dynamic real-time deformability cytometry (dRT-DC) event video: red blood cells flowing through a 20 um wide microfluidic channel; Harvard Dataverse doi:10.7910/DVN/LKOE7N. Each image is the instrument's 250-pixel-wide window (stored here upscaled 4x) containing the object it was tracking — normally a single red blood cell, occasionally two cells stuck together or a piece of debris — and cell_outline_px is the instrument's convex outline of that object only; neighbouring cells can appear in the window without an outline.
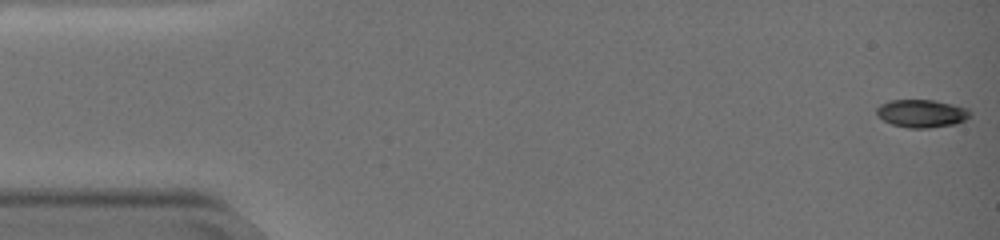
{"species": "common noctule bat (a hibernating species)", "species_latin": "Nyctalus noctula", "temperature_condition": "warm", "stored_images_in_passage": 59, "camera_frame_rate_fps": 3000, "um_per_image_px": 0.085, "animal": {"sex": "female", "body_mass_g": 19.0, "forearm_length_mm": 51.5}, "frame": {"image": 1, "passage_image": 1, "time_ms": 0.0, "image_size_px": [1000, 240], "cell_outline_px": [[972, 116], [956, 124], [928, 128], [908, 128], [892, 124], [876, 116], [876, 108], [880, 104], [888, 100], [936, 100], [968, 108], [972, 112]], "centroid_in_image_um": [78.35, 9.64], "position_along_channel_um": 6.6, "area_um2": 15.43}}
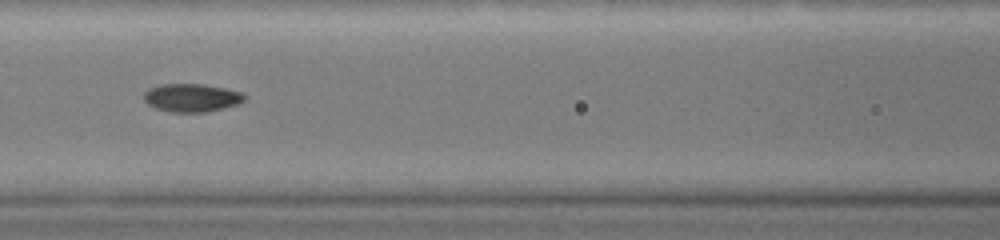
{"frame": {"image": 2, "passage_image": 27, "time_ms": 8.667, "image_size_px": [1000, 240], "cell_outline_px": [[248, 96], [244, 100], [236, 104], [224, 108], [208, 112], [172, 112], [156, 108], [148, 104], [144, 100], [144, 92], [152, 88], [164, 84], [204, 84], [244, 92]], "centroid_in_image_um": [16.34, 8.31], "position_along_channel_um": 150.3, "area_um2": 16.47}}
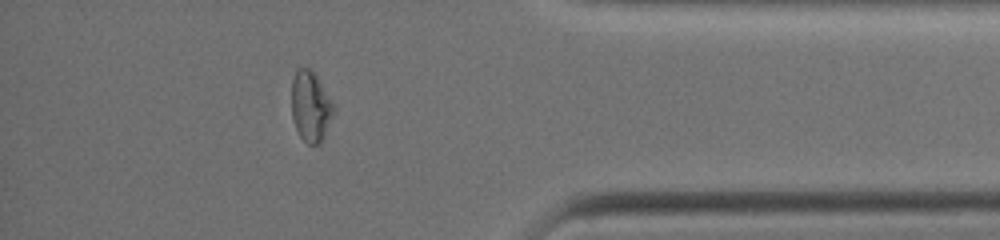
{"frame": {"image": 3, "passage_image": 52, "time_ms": 17.0, "image_size_px": [1000, 240], "cell_outline_px": [[332, 116], [324, 136], [320, 144], [308, 144], [300, 136], [296, 128], [292, 116], [292, 80], [296, 68], [308, 68], [316, 76], [332, 104]], "centroid_in_image_um": [26.36, 9.06], "position_along_channel_um": 408.8, "area_um2": 16.65}, "authors_computed_cell_mechanics": {"area_um2": 15.9528, "velocity_mm_per_s": 3.29, "shape_relaxation_time_tau1_ms": 10.4185, "shape_relaxation_time_tau2_ms": null, "deformation_change_tau1": 0.3015, "deformation_change_tau2": null}}